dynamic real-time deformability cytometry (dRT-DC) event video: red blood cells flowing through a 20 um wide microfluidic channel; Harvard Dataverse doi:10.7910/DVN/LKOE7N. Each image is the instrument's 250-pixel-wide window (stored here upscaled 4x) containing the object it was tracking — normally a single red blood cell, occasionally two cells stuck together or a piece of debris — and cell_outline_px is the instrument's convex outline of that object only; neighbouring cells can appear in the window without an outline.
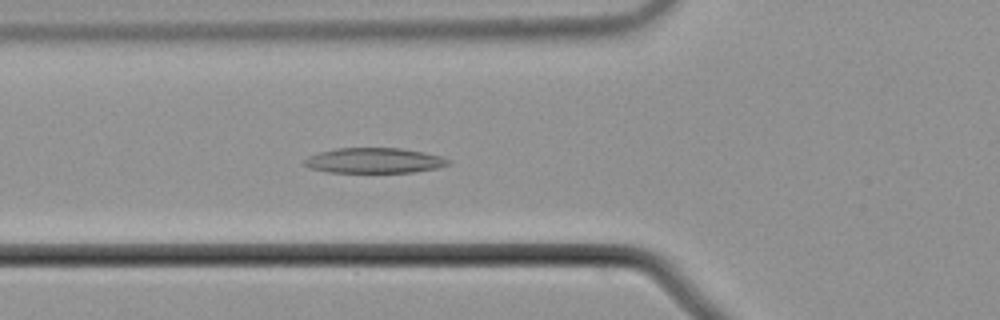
{"species": "common noctule bat (a hibernating species)", "species_latin": "Nyctalus noctula", "temperature_condition": "cold", "stored_images_in_passage": 56, "camera_frame_rate_fps": 3000, "um_per_image_px": 0.085, "animal": {"sex": "male", "body_mass_g": 21.5, "forearm_length_mm": 52.0}, "frame": {"image": 1, "passage_image": 21, "time_ms": 6.667, "image_size_px": [1000, 320], "cell_outline_px": [[452, 160], [448, 164], [440, 168], [412, 172], [328, 172], [308, 168], [304, 164], [304, 160], [308, 156], [320, 152], [336, 148], [400, 148], [424, 152], [440, 156]], "centroid_in_image_um": [31.82, 13.64], "position_along_channel_um": 94.0, "area_um2": 21.21}}
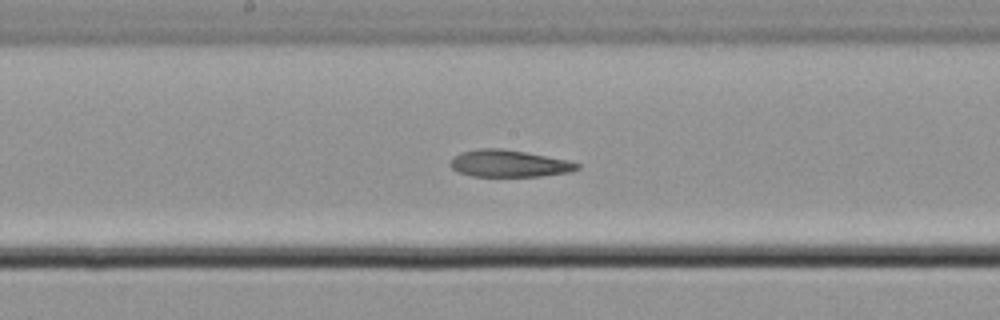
{"frame": {"image": 2, "passage_image": 30, "time_ms": 9.667, "image_size_px": [1000, 320], "cell_outline_px": [[580, 168], [572, 172], [540, 176], [472, 176], [456, 172], [448, 164], [452, 156], [460, 152], [476, 148], [500, 148], [524, 152], [568, 160], [580, 164]], "centroid_in_image_um": [43.21, 13.9], "position_along_channel_um": 205.0, "area_um2": 20.17}}
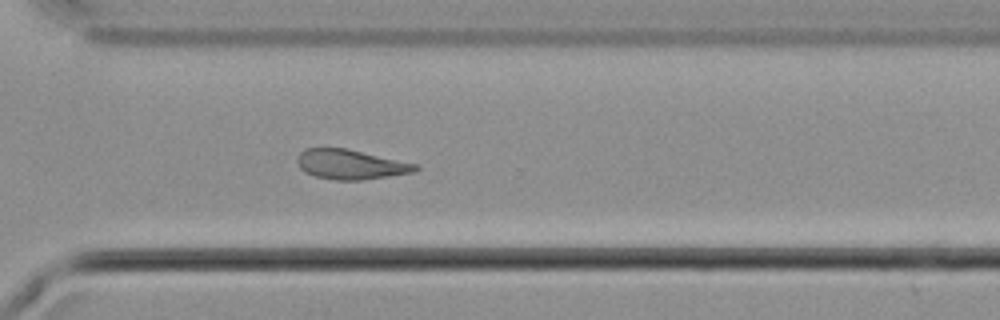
{"frame": {"image": 3, "passage_image": 41, "time_ms": 13.333, "image_size_px": [1000, 320], "cell_outline_px": [[420, 168], [416, 172], [364, 180], [336, 180], [316, 176], [304, 172], [296, 164], [296, 156], [304, 148], [344, 148], [420, 164]], "centroid_in_image_um": [29.82, 13.98], "position_along_channel_um": 340.8, "area_um2": 20.75}, "authors_computed_cell_mechanics": {"area_um2": 21.8484, "velocity_mm_per_s": 3.6922, "shape_relaxation_time_tau1_ms": 6.9612, "shape_relaxation_time_tau2_ms": 2.7378, "deformation_change_tau1": 0.1547, "deformation_change_tau2": 0.106}}